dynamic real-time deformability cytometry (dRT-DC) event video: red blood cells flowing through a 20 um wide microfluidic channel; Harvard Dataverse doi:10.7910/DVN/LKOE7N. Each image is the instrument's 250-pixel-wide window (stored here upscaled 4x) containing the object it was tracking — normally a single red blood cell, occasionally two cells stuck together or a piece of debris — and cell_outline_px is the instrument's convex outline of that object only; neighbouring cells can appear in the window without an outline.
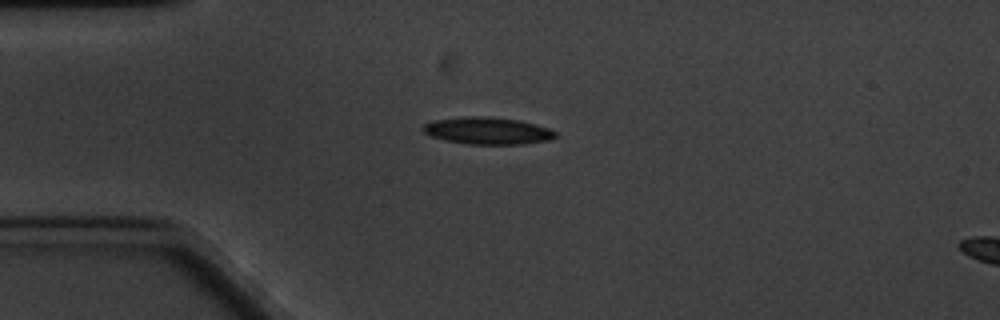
{"species": "common noctule bat (a hibernating species)", "species_latin": "Nyctalus noctula", "temperature_condition": "cold", "stored_images_in_passage": 47, "camera_frame_rate_fps": 3000, "um_per_image_px": 0.085, "animal": {"sex": "male", "body_mass_g": 20.1, "forearm_length_mm": 53.5}, "frame": {"image": 1, "passage_image": 1, "time_ms": 0.0, "image_size_px": [1000, 320], "cell_outline_px": [[556, 136], [548, 140], [524, 144], [468, 144], [448, 140], [432, 136], [424, 132], [420, 128], [424, 124], [432, 120], [464, 116], [484, 116], [516, 120], [548, 128], [556, 132]], "centroid_in_image_um": [41.4, 11.11], "position_along_channel_um": 43.6, "area_um2": 20.63}}
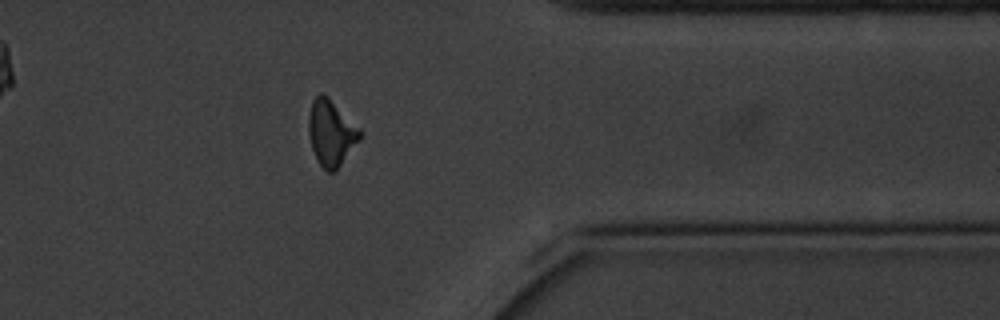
{"frame": {"image": 2, "passage_image": 35, "time_ms": 11.333, "image_size_px": [1000, 320], "cell_outline_px": [[364, 132], [360, 140], [336, 172], [328, 172], [316, 160], [312, 148], [308, 132], [308, 116], [312, 100], [320, 92], [324, 92]], "centroid_in_image_um": [28.16, 11.29], "position_along_channel_um": 383.2, "area_um2": 20.11}}
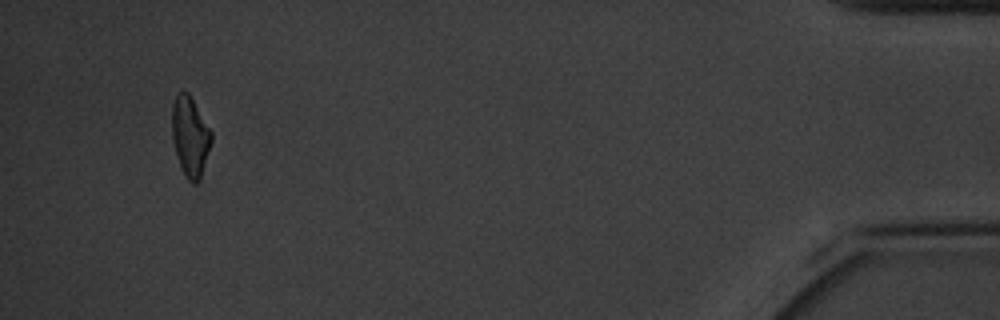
{"frame": {"image": 3, "passage_image": 44, "time_ms": 14.333, "image_size_px": [1000, 320], "cell_outline_px": [[212, 140], [200, 180], [196, 184], [192, 184], [184, 176], [176, 156], [172, 140], [172, 104], [176, 96], [180, 92], [188, 92], [212, 132]], "centroid_in_image_um": [16.15, 11.64], "position_along_channel_um": 419.0, "area_um2": 18.38}, "authors_computed_cell_mechanics": {"area_um2": 19.2474, "velocity_mm_per_s": 3.2651, "shape_relaxation_time_tau1_ms": 2.8429, "shape_relaxation_time_tau2_ms": 3.4325, "deformation_change_tau1": 0.1184, "deformation_change_tau2": 0.1063}}